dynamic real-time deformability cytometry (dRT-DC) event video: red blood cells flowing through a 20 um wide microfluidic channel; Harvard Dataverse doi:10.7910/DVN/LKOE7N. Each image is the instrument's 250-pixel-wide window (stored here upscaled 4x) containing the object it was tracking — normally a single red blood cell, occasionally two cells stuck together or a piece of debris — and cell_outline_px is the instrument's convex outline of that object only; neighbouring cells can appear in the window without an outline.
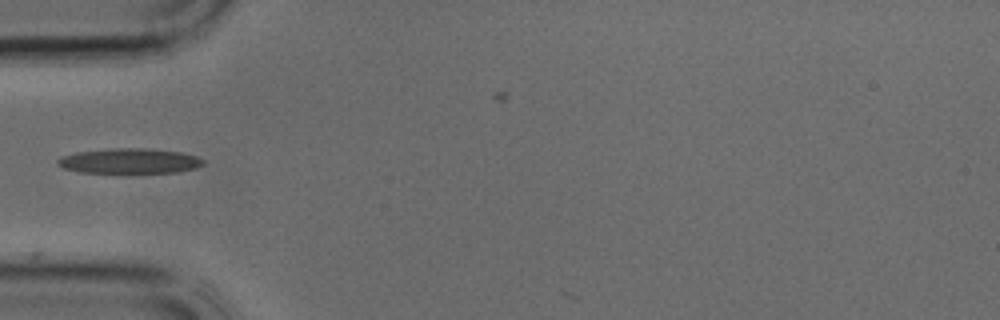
{"species": "common noctule bat (a hibernating species)", "species_latin": "Nyctalus noctula", "temperature_condition": "cold", "stored_images_in_passage": 20, "camera_frame_rate_fps": 3000, "um_per_image_px": 0.085, "animal": {"sex": "male", "body_mass_g": 17.9, "forearm_length_mm": 54.2}, "frame": {"image": 1, "passage_image": 1, "time_ms": 0.0, "image_size_px": [1000, 320], "cell_outline_px": [[204, 164], [196, 168], [176, 172], [80, 172], [64, 168], [56, 164], [56, 160], [60, 156], [76, 152], [112, 148], [144, 148], [180, 152], [196, 156], [204, 160]], "centroid_in_image_um": [10.98, 13.67], "position_along_channel_um": 74.0, "area_um2": 21.15}}
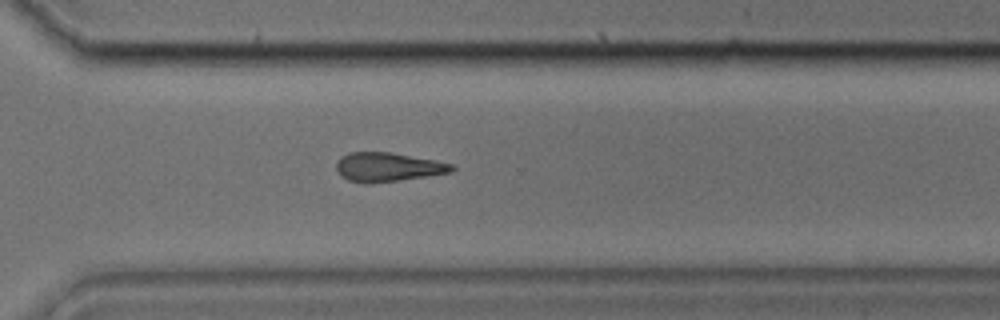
{"frame": {"image": 2, "passage_image": 16, "time_ms": 5.0, "image_size_px": [1000, 320], "cell_outline_px": [[456, 168], [452, 172], [428, 176], [372, 184], [364, 184], [348, 180], [340, 176], [336, 168], [336, 164], [340, 156], [348, 152], [388, 152], [436, 160], [452, 164]], "centroid_in_image_um": [32.94, 14.21], "position_along_channel_um": 337.7, "area_um2": 19.77}}
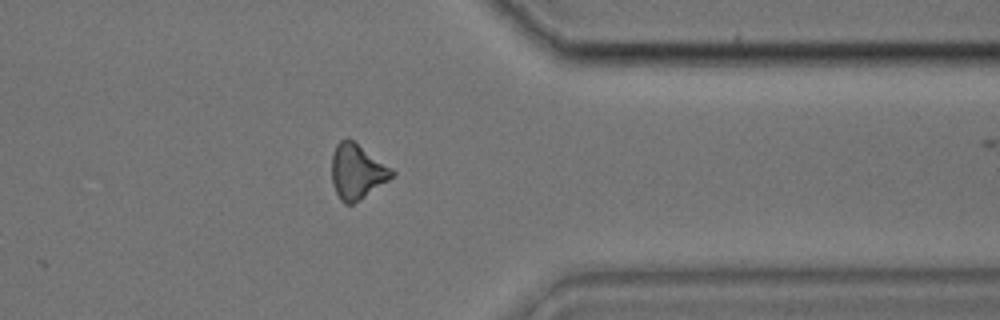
{"frame": {"image": 3, "passage_image": 19, "time_ms": 6.0, "image_size_px": [1000, 320], "cell_outline_px": [[396, 172], [388, 180], [360, 200], [352, 204], [344, 204], [340, 200], [332, 184], [332, 152], [336, 144], [340, 140], [348, 136], [392, 168]], "centroid_in_image_um": [30.32, 14.56], "position_along_channel_um": 381.1, "area_um2": 19.42}}